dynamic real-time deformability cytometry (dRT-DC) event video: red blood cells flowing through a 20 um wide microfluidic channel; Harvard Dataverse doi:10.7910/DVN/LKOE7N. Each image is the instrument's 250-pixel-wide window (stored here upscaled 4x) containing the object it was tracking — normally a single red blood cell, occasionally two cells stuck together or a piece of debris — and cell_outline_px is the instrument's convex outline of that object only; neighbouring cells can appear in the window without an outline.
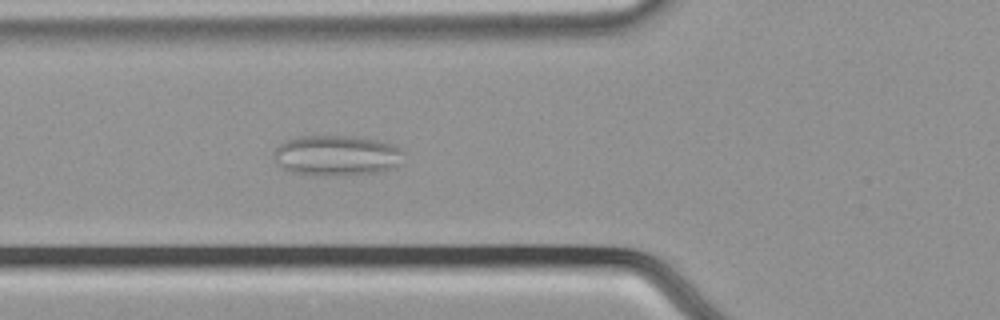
{"species": "common noctule bat (a hibernating species)", "species_latin": "Nyctalus noctula", "temperature_condition": "cold", "stored_images_in_passage": 49, "camera_frame_rate_fps": 3000, "um_per_image_px": 0.085, "animal": {"sex": "male", "body_mass_g": 21.5, "forearm_length_mm": 52.0}, "frame": {"image": 1, "passage_image": 22, "time_ms": 7.0, "image_size_px": [1000, 320], "cell_outline_px": [[404, 152], [400, 164], [392, 168], [376, 172], [332, 176], [316, 176], [292, 172], [284, 168], [276, 160], [272, 152], [280, 144], [288, 140], [300, 136], [352, 136], [376, 140], [392, 144], [400, 148]], "centroid_in_image_um": [28.62, 13.22], "position_along_channel_um": 97.2, "area_um2": 30.52}}
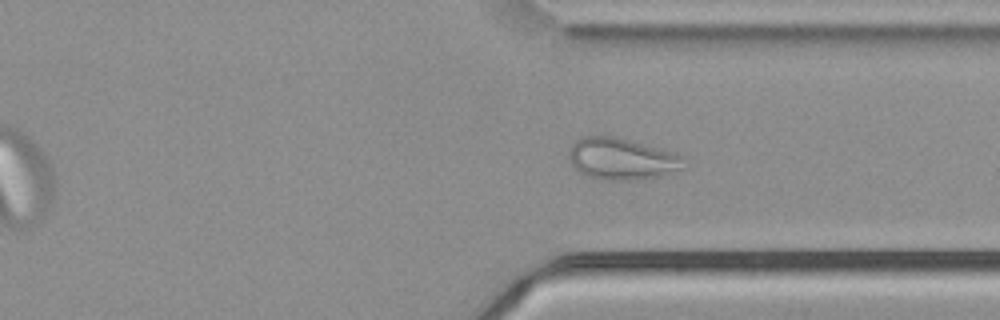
{"frame": {"image": 2, "passage_image": 43, "time_ms": 14.0, "image_size_px": [1000, 320], "cell_outline_px": [[680, 168], [664, 176], [640, 180], [600, 180], [588, 176], [580, 172], [568, 160], [568, 156], [572, 144], [576, 140], [584, 136], [616, 136], [632, 140], [676, 152], [680, 156]], "centroid_in_image_um": [52.8, 13.5], "position_along_channel_um": 358.6, "area_um2": 27.98}}
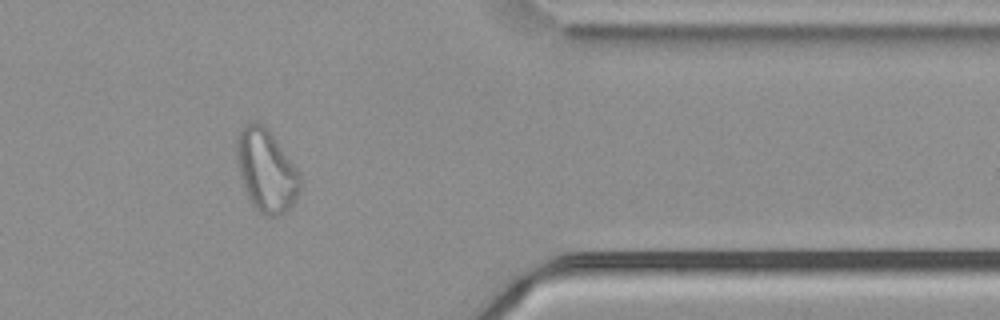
{"frame": {"image": 3, "passage_image": 47, "time_ms": 15.333, "image_size_px": [1000, 320], "cell_outline_px": [[300, 188], [296, 200], [280, 216], [264, 216], [252, 204], [244, 188], [240, 176], [236, 160], [236, 140], [240, 132], [252, 120], [256, 120], [264, 124], [268, 128], [300, 176]], "centroid_in_image_um": [22.6, 14.5], "position_along_channel_um": 388.8, "area_um2": 30.11}}